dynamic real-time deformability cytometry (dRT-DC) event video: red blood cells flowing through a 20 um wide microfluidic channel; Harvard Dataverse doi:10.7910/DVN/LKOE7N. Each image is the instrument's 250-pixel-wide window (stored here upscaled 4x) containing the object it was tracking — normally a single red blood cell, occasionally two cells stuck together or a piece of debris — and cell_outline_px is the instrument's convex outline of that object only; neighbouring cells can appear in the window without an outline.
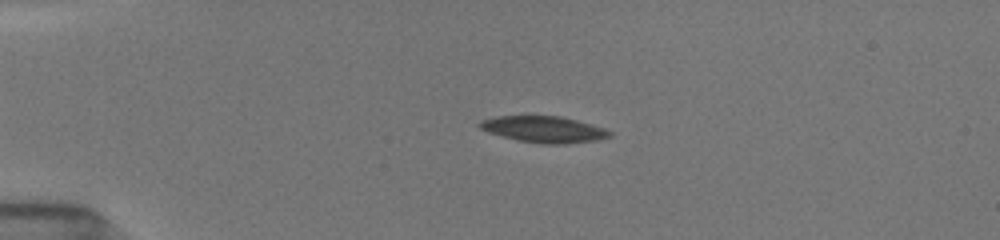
{"species": "common noctule bat (a hibernating species)", "species_latin": "Nyctalus noctula", "temperature_condition": "room temperature", "stored_images_in_passage": 94, "camera_frame_rate_fps": 3000, "um_per_image_px": 0.085, "animal": {"sex": "female", "body_mass_g": 19.5, "forearm_length_mm": 54.1}, "frame": {"image": 1, "passage_image": 3, "time_ms": 0.333, "image_size_px": [1000, 240], "cell_outline_px": [[612, 136], [596, 140], [564, 144], [544, 144], [516, 140], [488, 132], [480, 128], [476, 124], [480, 120], [496, 116], [560, 116], [576, 120], [604, 128], [612, 132]], "centroid_in_image_um": [46.2, 10.99], "position_along_channel_um": 38.8, "area_um2": 19.94}}
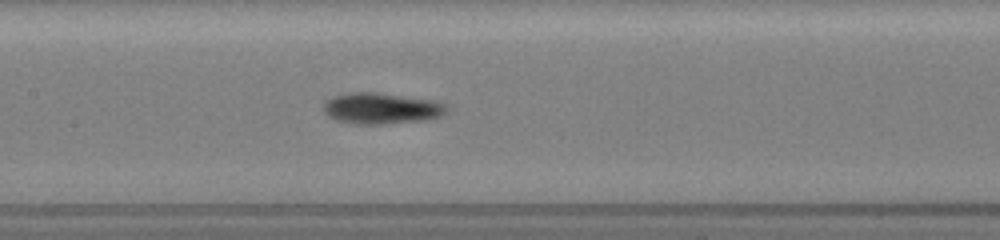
{"frame": {"image": 2, "passage_image": 41, "time_ms": 5.0, "image_size_px": [1000, 240], "cell_outline_px": [[444, 112], [440, 116], [424, 120], [388, 124], [352, 124], [336, 120], [328, 116], [324, 112], [324, 100], [332, 96], [348, 92], [372, 92], [428, 100], [444, 104]], "centroid_in_image_um": [32.29, 9.22], "position_along_channel_um": 175.1, "area_um2": 22.02}}
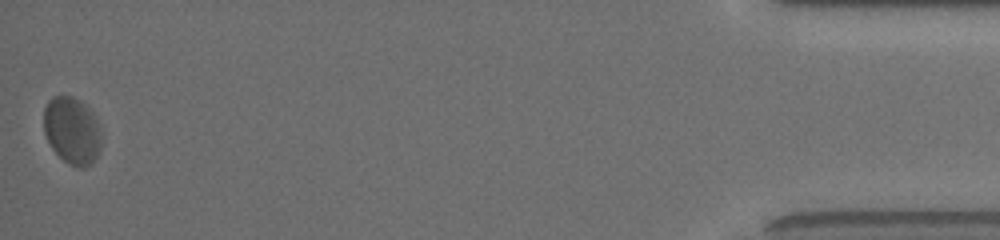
{"frame": {"image": 3, "passage_image": 92, "time_ms": 13.667, "image_size_px": [1000, 240], "cell_outline_px": [[100, 148], [92, 164], [84, 168], [76, 168], [68, 164], [52, 148], [44, 132], [44, 108], [48, 100], [52, 96], [72, 96], [80, 100], [92, 112], [96, 120], [100, 132]], "centroid_in_image_um": [6.11, 11.1], "position_along_channel_um": 429.1, "area_um2": 22.48}, "authors_computed_cell_mechanics": {"area_um2": 20.9236, "velocity_mm_per_s": 3.9107, "shape_relaxation_time_tau1_ms": 2.1282, "shape_relaxation_time_tau2_ms": 1.9835, "deformation_change_tau1": 0.0891, "deformation_change_tau2": 0.0726}}